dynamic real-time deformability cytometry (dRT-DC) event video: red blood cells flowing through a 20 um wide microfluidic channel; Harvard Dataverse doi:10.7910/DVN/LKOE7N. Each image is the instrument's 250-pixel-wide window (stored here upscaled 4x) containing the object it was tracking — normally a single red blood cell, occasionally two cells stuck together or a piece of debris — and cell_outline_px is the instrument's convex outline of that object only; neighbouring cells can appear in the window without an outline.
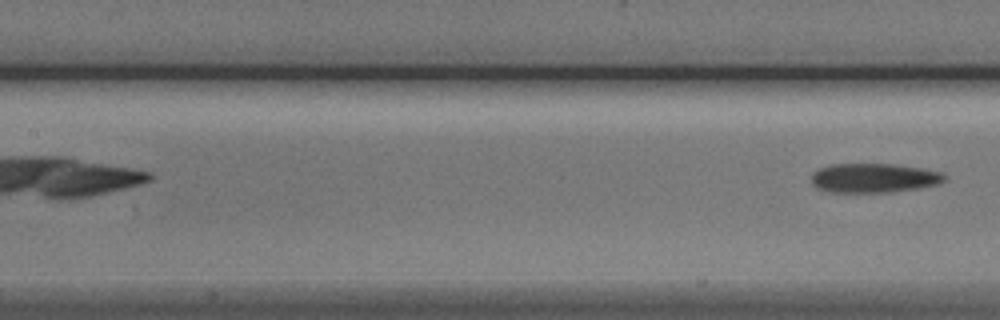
{"species": "Egyptian fruit bat (a non-hibernating species)", "species_latin": "Rousettus aegyptiacus", "temperature_condition": "cold", "stored_images_in_passage": 4, "camera_frame_rate_fps": 3000, "um_per_image_px": 0.085, "animal": {"sex": "male"}, "frame": {"image": 1, "passage_image": 4, "time_ms": 3.667, "image_size_px": [1000, 320], "cell_outline_px": [[948, 180], [940, 184], [916, 188], [888, 192], [832, 192], [816, 188], [812, 184], [812, 172], [828, 164], [896, 164], [924, 168], [940, 172], [948, 176]], "centroid_in_image_um": [74.31, 15.12], "position_along_channel_um": 133.1, "area_um2": 22.95}}